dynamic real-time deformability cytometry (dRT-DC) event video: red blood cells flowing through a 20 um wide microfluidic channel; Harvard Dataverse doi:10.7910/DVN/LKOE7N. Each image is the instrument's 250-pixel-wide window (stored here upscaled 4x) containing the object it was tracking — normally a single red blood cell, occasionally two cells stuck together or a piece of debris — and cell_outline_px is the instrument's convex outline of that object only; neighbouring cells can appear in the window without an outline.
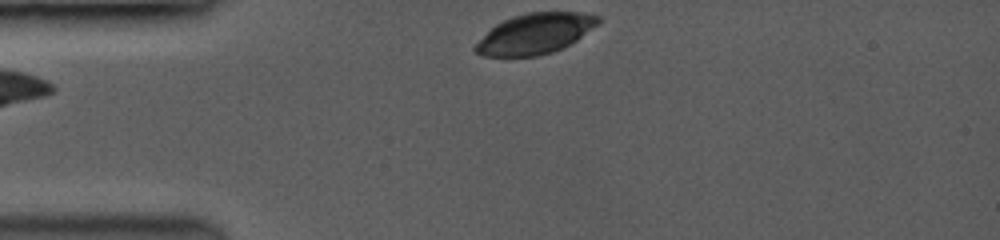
{"species": "common noctule bat (a hibernating species)", "species_latin": "Nyctalus noctula", "temperature_condition": "room temperature", "stored_images_in_passage": 4, "camera_frame_rate_fps": 3500, "um_per_image_px": 0.085, "animal": {"sex": "female", "body_mass_g": 19.0, "forearm_length_mm": 53.3}, "frame": {"image": 1, "passage_image": 1, "time_ms": 0.0, "image_size_px": [1000, 240], "cell_outline_px": [[600, 20], [596, 24], [576, 40], [552, 52], [536, 56], [484, 56], [476, 52], [472, 48], [496, 24], [512, 16], [528, 12], [584, 12], [600, 16]], "centroid_in_image_um": [45.47, 2.85], "position_along_channel_um": 39.5, "area_um2": 28.44}}